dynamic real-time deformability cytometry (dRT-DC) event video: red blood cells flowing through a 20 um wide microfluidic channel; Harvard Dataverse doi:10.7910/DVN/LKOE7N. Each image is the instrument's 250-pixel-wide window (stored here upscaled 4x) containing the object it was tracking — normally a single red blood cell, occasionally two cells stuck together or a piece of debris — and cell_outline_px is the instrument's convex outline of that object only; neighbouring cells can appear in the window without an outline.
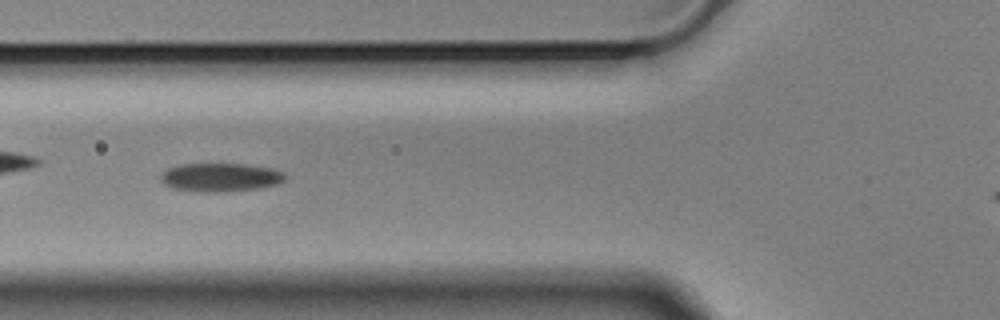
{"species": "Egyptian fruit bat (a non-hibernating species)", "species_latin": "Rousettus aegyptiacus", "temperature_condition": "cold", "stored_images_in_passage": 7, "camera_frame_rate_fps": 3000, "um_per_image_px": 0.085, "animal": {"sex": "male"}, "frame": {"image": 1, "passage_image": 6, "time_ms": 1.667, "image_size_px": [1000, 320], "cell_outline_px": [[284, 180], [276, 184], [256, 188], [224, 192], [204, 192], [172, 188], [164, 184], [160, 180], [160, 176], [168, 168], [180, 164], [244, 164], [272, 168], [284, 172]], "centroid_in_image_um": [18.71, 15.07], "position_along_channel_um": 107.1, "area_um2": 20.52}}
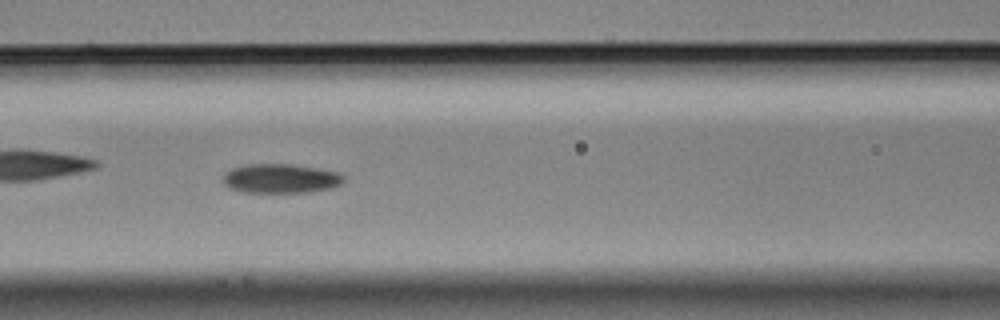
{"frame": {"image": 2, "passage_image": 7, "time_ms": 2.0, "image_size_px": [1000, 320], "cell_outline_px": [[344, 180], [340, 184], [332, 188], [312, 192], [240, 192], [224, 184], [224, 176], [232, 168], [244, 164], [292, 164], [336, 172], [344, 176]], "centroid_in_image_um": [23.86, 15.18], "position_along_channel_um": 142.7, "area_um2": 20.4}}